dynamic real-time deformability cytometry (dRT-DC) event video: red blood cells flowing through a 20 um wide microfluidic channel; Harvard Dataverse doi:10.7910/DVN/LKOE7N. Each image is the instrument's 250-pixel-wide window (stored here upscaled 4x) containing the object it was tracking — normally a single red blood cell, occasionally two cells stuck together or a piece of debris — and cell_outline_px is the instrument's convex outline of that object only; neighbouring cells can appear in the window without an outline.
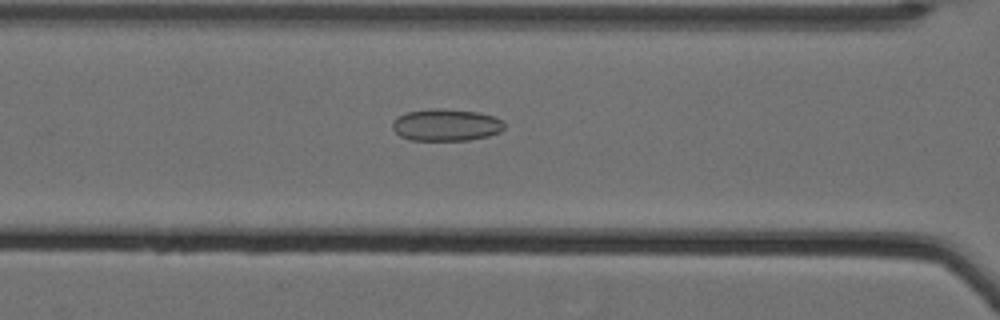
{"species": "Egyptian fruit bat (a non-hibernating species)", "species_latin": "Rousettus aegyptiacus", "temperature_condition": "cold", "stored_images_in_passage": 39, "camera_frame_rate_fps": 3000, "um_per_image_px": 0.085, "animal": {"sex": "female"}, "frame": {"image": 1, "passage_image": 8, "time_ms": 2.333, "image_size_px": [1000, 320], "cell_outline_px": [[504, 128], [500, 132], [488, 136], [468, 140], [408, 140], [400, 136], [392, 128], [392, 120], [408, 112], [432, 108], [436, 108], [480, 112], [492, 116], [500, 120], [504, 124]], "centroid_in_image_um": [37.9, 10.62], "position_along_channel_um": 128.7, "area_um2": 20.81}}
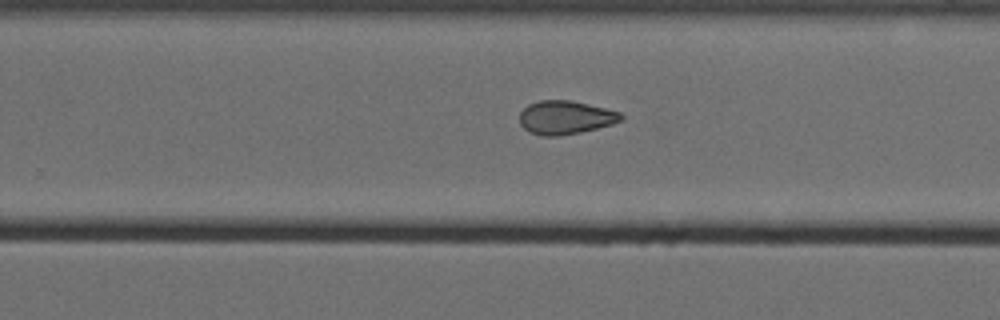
{"frame": {"image": 2, "passage_image": 21, "time_ms": 6.667, "image_size_px": [1000, 320], "cell_outline_px": [[624, 116], [620, 120], [612, 124], [580, 132], [560, 136], [540, 136], [528, 132], [520, 124], [520, 112], [528, 104], [540, 100], [572, 100], [620, 112]], "centroid_in_image_um": [48.02, 9.99], "position_along_channel_um": 281.8, "area_um2": 19.83}}
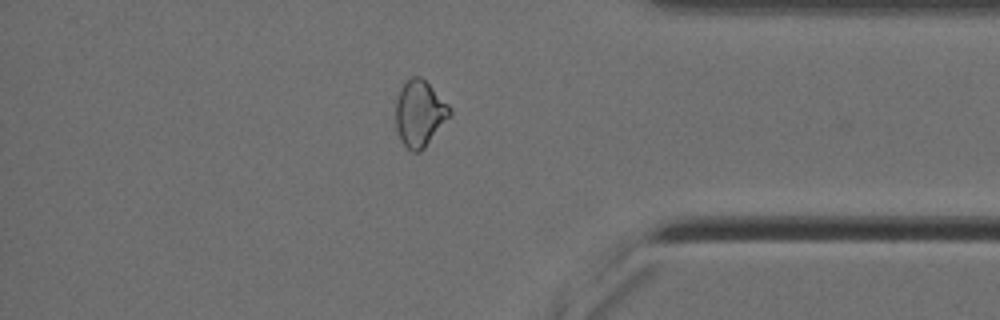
{"frame": {"image": 3, "passage_image": 32, "time_ms": 10.333, "image_size_px": [1000, 320], "cell_outline_px": [[452, 116], [424, 148], [420, 152], [412, 152], [400, 140], [396, 128], [396, 100], [400, 88], [412, 76], [420, 76], [452, 108]], "centroid_in_image_um": [35.68, 9.67], "position_along_channel_um": 399.5, "area_um2": 20.87}, "authors_computed_cell_mechanics": {"area_um2": 20.2878, "velocity_mm_per_s": 3.5251, "shape_relaxation_time_tau1_ms": null, "shape_relaxation_time_tau2_ms": 5.347, "deformation_change_tau1": null, "deformation_change_tau2": 0.1105}}